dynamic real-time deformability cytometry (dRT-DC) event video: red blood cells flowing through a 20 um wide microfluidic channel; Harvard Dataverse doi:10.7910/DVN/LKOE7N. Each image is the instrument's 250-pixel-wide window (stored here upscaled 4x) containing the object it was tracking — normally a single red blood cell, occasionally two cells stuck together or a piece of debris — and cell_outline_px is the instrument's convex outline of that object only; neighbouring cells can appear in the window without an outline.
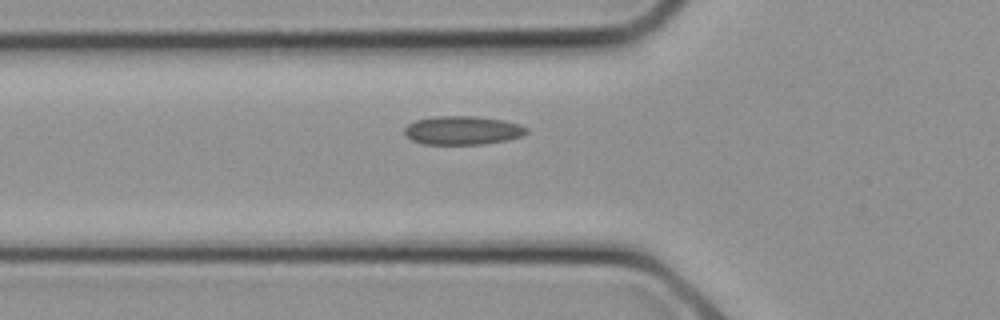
{"species": "common noctule bat (a hibernating species)", "species_latin": "Nyctalus noctula", "temperature_condition": "cold", "stored_images_in_passage": 4, "camera_frame_rate_fps": 3000, "um_per_image_px": 0.085, "animal": {"sex": "female", "body_mass_g": 21.9}, "frame": {"image": 1, "passage_image": 2, "time_ms": 0.333, "image_size_px": [1000, 320], "cell_outline_px": [[528, 132], [524, 136], [508, 140], [484, 144], [420, 144], [412, 140], [404, 132], [404, 128], [408, 124], [416, 120], [432, 116], [476, 116], [504, 120], [520, 124], [528, 128]], "centroid_in_image_um": [39.35, 11.08], "position_along_channel_um": 86.4, "area_um2": 20.63}}
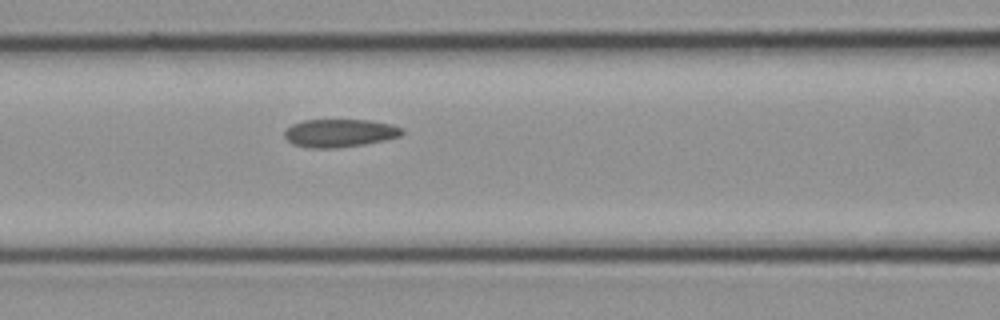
{"frame": {"image": 2, "passage_image": 4, "time_ms": 1.0, "image_size_px": [1000, 320], "cell_outline_px": [[404, 132], [400, 136], [384, 140], [364, 144], [336, 148], [308, 148], [292, 144], [284, 136], [284, 128], [292, 124], [304, 120], [372, 120], [392, 124], [404, 128]], "centroid_in_image_um": [28.86, 11.3], "position_along_channel_um": 137.7, "area_um2": 19.42}}